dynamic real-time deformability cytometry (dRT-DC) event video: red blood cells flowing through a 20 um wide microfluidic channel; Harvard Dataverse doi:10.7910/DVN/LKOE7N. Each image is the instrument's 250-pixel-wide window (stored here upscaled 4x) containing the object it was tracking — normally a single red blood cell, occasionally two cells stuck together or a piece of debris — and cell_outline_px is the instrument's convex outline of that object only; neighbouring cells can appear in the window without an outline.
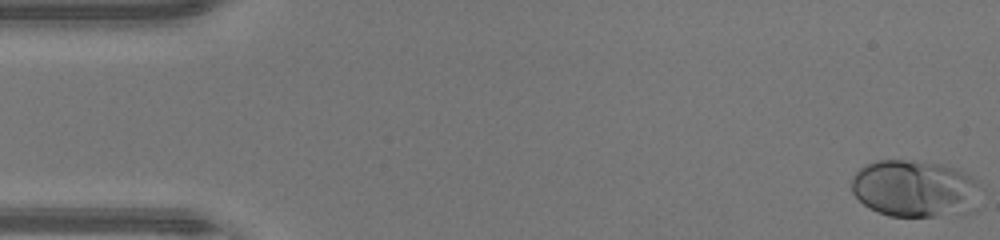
{"species": "human", "species_latin": "Homo sapiens", "temperature_condition": "warm", "stored_images_in_passage": 47, "camera_frame_rate_fps": 3000, "um_per_image_px": 0.085, "donor": {"sex": "male"}, "frame": {"image": 1, "passage_image": 1, "time_ms": 0.0, "image_size_px": [1000, 240], "cell_outline_px": [[976, 212], [932, 216], [888, 216], [864, 204], [852, 192], [852, 176], [860, 168], [876, 160], [904, 160], [940, 164], [956, 168], [972, 176], [976, 180]], "centroid_in_image_um": [77.75, 16.03], "position_along_channel_um": 7.2, "area_um2": 42.66}}
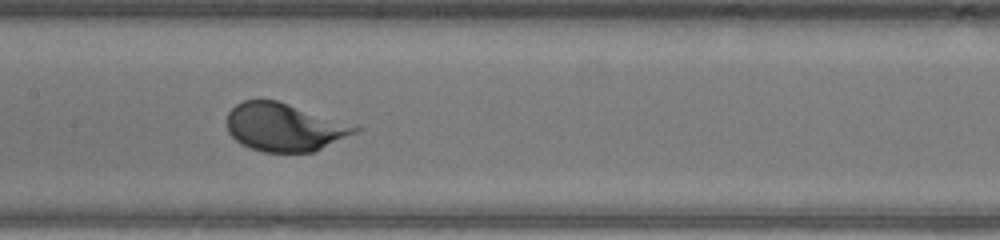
{"frame": {"image": 2, "passage_image": 23, "time_ms": 7.333, "image_size_px": [1000, 240], "cell_outline_px": [[364, 128], [356, 132], [312, 152], [264, 152], [248, 148], [240, 144], [228, 132], [228, 112], [236, 104], [244, 100], [276, 100]], "centroid_in_image_um": [24.13, 10.82], "position_along_channel_um": 183.3, "area_um2": 35.37}}
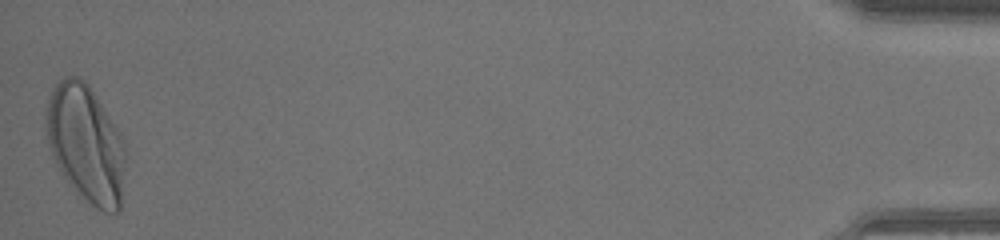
{"frame": {"image": 3, "passage_image": 47, "time_ms": 15.333, "image_size_px": [1000, 240], "cell_outline_px": [[124, 160], [120, 212], [104, 212], [96, 208], [60, 172], [52, 156], [44, 128], [44, 116], [48, 96], [52, 88], [64, 76], [80, 76], [88, 84], [124, 136]], "centroid_in_image_um": [7.27, 12.13], "position_along_channel_um": 427.9, "area_um2": 54.27}}